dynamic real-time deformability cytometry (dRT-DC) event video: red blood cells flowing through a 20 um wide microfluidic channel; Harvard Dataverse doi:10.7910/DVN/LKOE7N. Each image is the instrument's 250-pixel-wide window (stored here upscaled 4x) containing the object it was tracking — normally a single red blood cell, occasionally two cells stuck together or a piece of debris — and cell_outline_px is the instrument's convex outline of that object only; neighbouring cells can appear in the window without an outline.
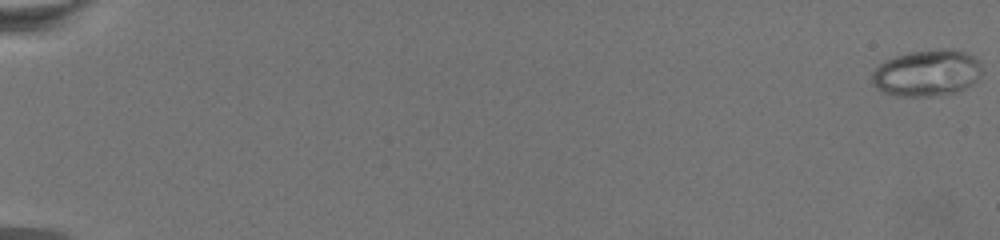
{"species": "common noctule bat (a hibernating species)", "species_latin": "Nyctalus noctula", "temperature_condition": "warm", "stored_images_in_passage": 75, "camera_frame_rate_fps": 3000, "um_per_image_px": 0.085, "animal": {"sex": "female", "body_mass_g": 19.5, "forearm_length_mm": 54.1}, "frame": {"image": 1, "passage_image": 1, "time_ms": 0.0, "image_size_px": [1000, 240], "cell_outline_px": [[984, 72], [972, 84], [956, 92], [932, 96], [896, 96], [884, 92], [876, 88], [872, 84], [872, 72], [884, 60], [908, 52], [940, 48], [952, 48], [968, 52], [980, 64]], "centroid_in_image_um": [78.79, 6.19], "position_along_channel_um": 6.2, "area_um2": 30.11}}
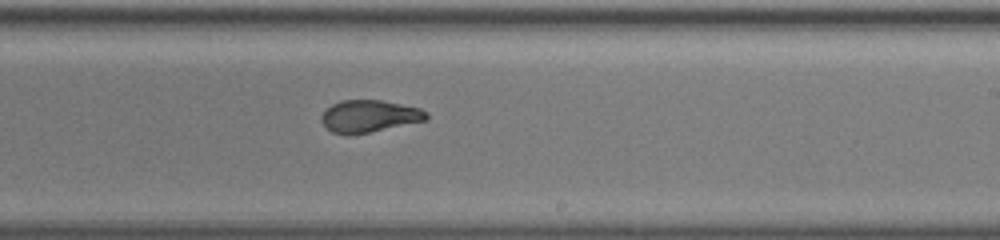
{"frame": {"image": 2, "passage_image": 49, "time_ms": 16.0, "image_size_px": [1000, 240], "cell_outline_px": [[428, 120], [352, 136], [348, 136], [332, 132], [320, 120], [320, 116], [332, 104], [340, 100], [380, 100], [420, 108], [428, 112]], "centroid_in_image_um": [31.39, 9.89], "position_along_channel_um": 257.6, "area_um2": 19.88}}
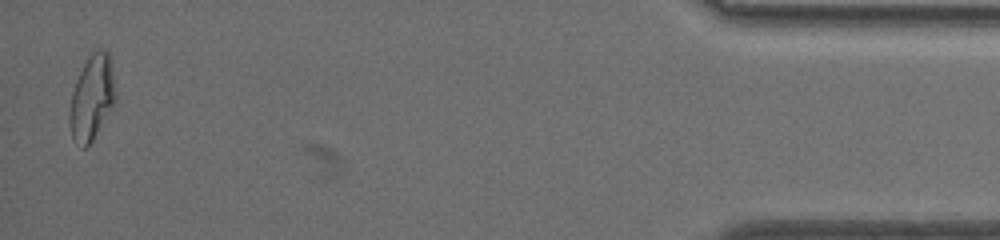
{"frame": {"image": 3, "passage_image": 74, "time_ms": 24.333, "image_size_px": [1000, 240], "cell_outline_px": [[116, 100], [92, 140], [84, 148], [80, 148], [72, 140], [68, 120], [68, 116], [72, 92], [76, 80], [88, 56], [92, 52], [100, 48], [108, 52], [116, 92]], "centroid_in_image_um": [7.78, 8.32], "position_along_channel_um": 427.4, "area_um2": 22.6}}